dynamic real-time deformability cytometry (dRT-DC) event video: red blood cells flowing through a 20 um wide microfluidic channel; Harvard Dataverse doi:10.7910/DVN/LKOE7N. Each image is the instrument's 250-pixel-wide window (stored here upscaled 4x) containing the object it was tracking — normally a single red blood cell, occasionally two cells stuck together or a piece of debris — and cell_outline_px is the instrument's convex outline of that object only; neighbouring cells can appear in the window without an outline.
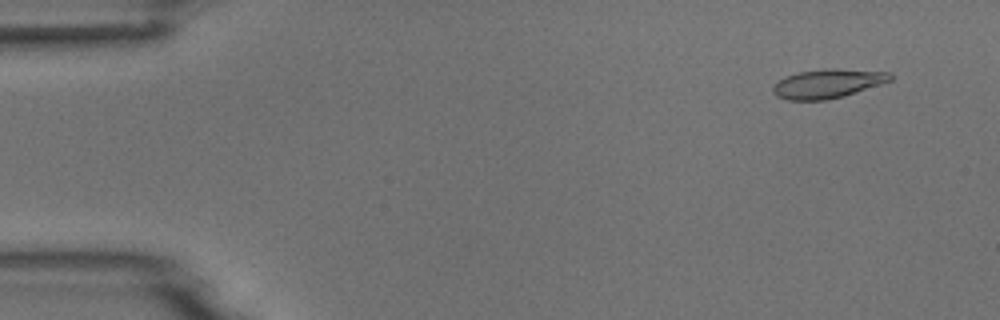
{"species": "common noctule bat (a hibernating species)", "species_latin": "Nyctalus noctula", "temperature_condition": "room temperature", "stored_images_in_passage": 4, "camera_frame_rate_fps": 3000, "um_per_image_px": 0.085, "animal": {"sex": "male", "body_mass_g": 18.8}, "frame": {"image": 1, "passage_image": 1, "time_ms": 0.0, "image_size_px": [1000, 320], "cell_outline_px": [[892, 80], [844, 96], [824, 100], [788, 100], [776, 96], [772, 92], [772, 84], [776, 80], [784, 76], [800, 72], [828, 68], [836, 68], [892, 72]], "centroid_in_image_um": [70.31, 7.1], "position_along_channel_um": 14.7, "area_um2": 20.06}}
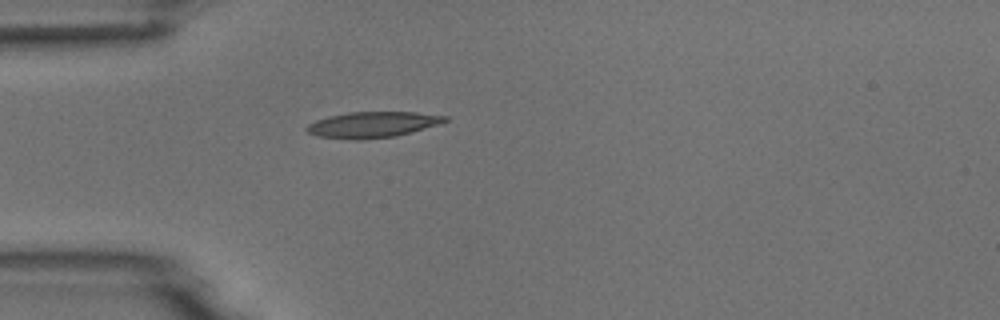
{"frame": {"image": 2, "passage_image": 4, "time_ms": 3.667, "image_size_px": [1000, 320], "cell_outline_px": [[448, 120], [440, 124], [396, 136], [360, 140], [356, 140], [316, 136], [308, 132], [304, 128], [308, 124], [316, 120], [328, 116], [348, 112], [416, 112], [448, 116]], "centroid_in_image_um": [31.65, 10.59], "position_along_channel_um": 53.3, "area_um2": 20.92}}